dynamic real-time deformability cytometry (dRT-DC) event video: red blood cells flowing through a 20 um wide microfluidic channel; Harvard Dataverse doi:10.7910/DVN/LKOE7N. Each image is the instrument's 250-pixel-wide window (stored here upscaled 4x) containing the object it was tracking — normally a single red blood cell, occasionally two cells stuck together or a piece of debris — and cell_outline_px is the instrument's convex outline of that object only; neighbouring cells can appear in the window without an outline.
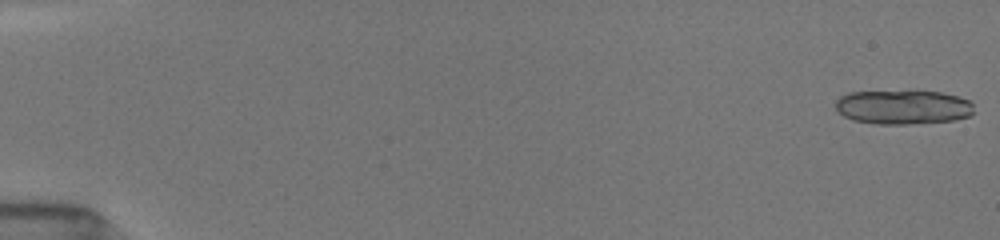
{"species": "common noctule bat (a hibernating species)", "species_latin": "Nyctalus noctula", "temperature_condition": "room temperature", "stored_images_in_passage": 56, "segment_of_instrument_passage": [1, 2], "camera_frame_rate_fps": 3000, "um_per_image_px": 0.085, "animal": {"sex": "female", "body_mass_g": 19.5, "forearm_length_mm": 54.1}, "frame": {"image": 1, "passage_image": 1, "time_ms": 0.0, "image_size_px": [1000, 240], "cell_outline_px": [[972, 112], [968, 116], [952, 120], [908, 124], [876, 124], [852, 120], [844, 116], [836, 108], [836, 100], [840, 96], [848, 92], [940, 92], [956, 96], [968, 100], [972, 104]], "centroid_in_image_um": [76.71, 9.12], "position_along_channel_um": 8.3, "area_um2": 27.11}}
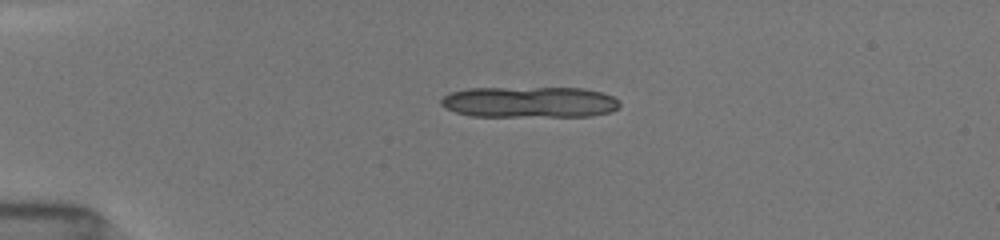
{"frame": {"image": 2, "passage_image": 13, "time_ms": 4.0, "image_size_px": [1000, 240], "cell_outline_px": [[620, 104], [612, 112], [592, 116], [472, 116], [456, 112], [444, 108], [440, 104], [440, 100], [444, 96], [452, 92], [468, 88], [584, 88], [600, 92], [612, 96]], "centroid_in_image_um": [44.99, 8.68], "position_along_channel_um": 40.0, "area_um2": 32.31}}